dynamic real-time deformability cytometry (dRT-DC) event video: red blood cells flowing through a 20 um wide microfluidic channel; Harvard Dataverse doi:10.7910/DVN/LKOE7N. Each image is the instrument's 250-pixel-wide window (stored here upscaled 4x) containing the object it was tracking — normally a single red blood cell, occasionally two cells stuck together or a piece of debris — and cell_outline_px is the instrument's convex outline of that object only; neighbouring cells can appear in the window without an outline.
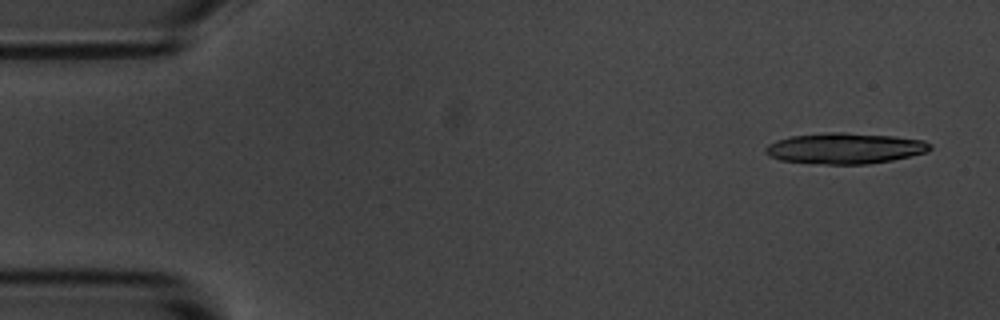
{"species": "common noctule bat (a hibernating species)", "species_latin": "Nyctalus noctula", "temperature_condition": "room temperature", "stored_images_in_passage": 14, "camera_frame_rate_fps": 3000, "um_per_image_px": 0.085, "animal": {"sex": "male", "body_mass_g": 20.1, "forearm_length_mm": 53.5}, "frame": {"image": 1, "passage_image": 3, "time_ms": 0.667, "image_size_px": [1000, 320], "cell_outline_px": [[932, 148], [928, 152], [892, 160], [868, 164], [824, 164], [780, 160], [768, 156], [764, 152], [764, 148], [768, 144], [776, 140], [792, 136], [832, 132], [844, 132], [896, 136], [924, 140], [932, 144]], "centroid_in_image_um": [71.84, 12.6], "position_along_channel_um": 13.2, "area_um2": 29.77}}